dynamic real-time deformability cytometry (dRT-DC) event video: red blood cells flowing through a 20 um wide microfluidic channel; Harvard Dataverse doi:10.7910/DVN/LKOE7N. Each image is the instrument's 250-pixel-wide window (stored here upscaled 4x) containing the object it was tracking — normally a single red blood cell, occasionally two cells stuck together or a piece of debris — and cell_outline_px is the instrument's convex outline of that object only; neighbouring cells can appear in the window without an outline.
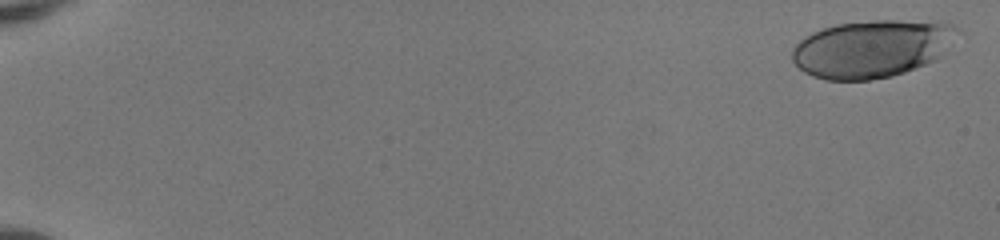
{"species": "human", "species_latin": "Homo sapiens", "temperature_condition": "room temperature", "stored_images_in_passage": 23, "camera_frame_rate_fps": 3000, "um_per_image_px": 0.085, "donor": {"sex": "female"}, "frame": {"image": 1, "passage_image": 2, "time_ms": 0.333, "image_size_px": [1000, 240], "cell_outline_px": [[964, 32], [936, 60], [916, 68], [892, 76], [868, 80], [824, 80], [812, 76], [804, 72], [792, 60], [792, 48], [804, 36], [812, 32], [836, 24], [872, 20], [944, 20], [960, 28]], "centroid_in_image_um": [74.2, 4.11], "position_along_channel_um": 10.8, "area_um2": 56.53}}
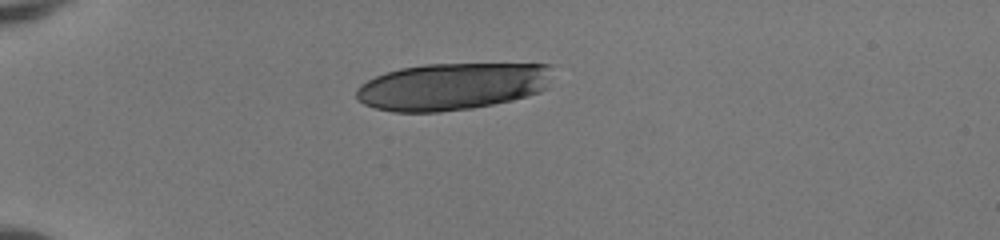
{"frame": {"image": 2, "passage_image": 16, "time_ms": 5.0, "image_size_px": [1000, 240], "cell_outline_px": [[552, 64], [548, 88], [540, 92], [528, 96], [512, 100], [472, 108], [440, 112], [392, 112], [376, 108], [364, 104], [356, 96], [356, 88], [360, 84], [376, 76], [400, 68], [424, 64]], "centroid_in_image_um": [38.45, 7.35], "position_along_channel_um": 46.5, "area_um2": 54.04}}